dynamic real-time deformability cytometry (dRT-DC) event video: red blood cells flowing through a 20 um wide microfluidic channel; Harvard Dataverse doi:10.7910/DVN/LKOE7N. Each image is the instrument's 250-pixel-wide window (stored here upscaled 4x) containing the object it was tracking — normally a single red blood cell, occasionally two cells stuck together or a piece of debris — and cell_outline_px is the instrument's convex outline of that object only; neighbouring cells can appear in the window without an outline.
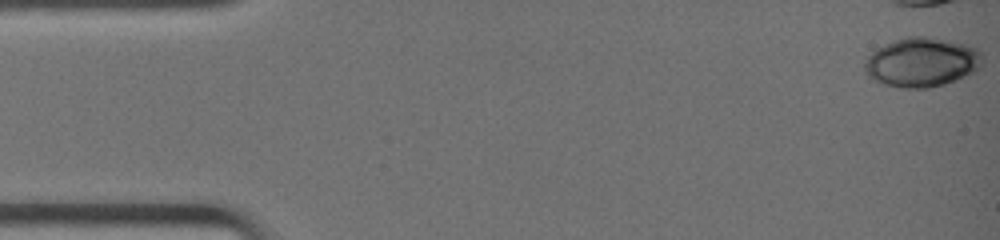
{"species": "common noctule bat (a hibernating species)", "species_latin": "Nyctalus noctula", "temperature_condition": "warm", "stored_images_in_passage": 7, "camera_frame_rate_fps": 3000, "um_per_image_px": 0.085, "animal": {"sex": "female", "body_mass_g": 19.0, "forearm_length_mm": 51.5}, "frame": {"image": 1, "passage_image": 1, "time_ms": 0.0, "image_size_px": [1000, 240], "cell_outline_px": [[980, 68], [976, 72], [944, 84], [928, 88], [904, 88], [884, 84], [872, 80], [864, 72], [864, 60], [876, 48], [884, 44], [908, 36], [928, 36], [968, 44], [976, 48], [980, 52]], "centroid_in_image_um": [78.32, 5.29], "position_along_channel_um": 6.7, "area_um2": 34.04}}